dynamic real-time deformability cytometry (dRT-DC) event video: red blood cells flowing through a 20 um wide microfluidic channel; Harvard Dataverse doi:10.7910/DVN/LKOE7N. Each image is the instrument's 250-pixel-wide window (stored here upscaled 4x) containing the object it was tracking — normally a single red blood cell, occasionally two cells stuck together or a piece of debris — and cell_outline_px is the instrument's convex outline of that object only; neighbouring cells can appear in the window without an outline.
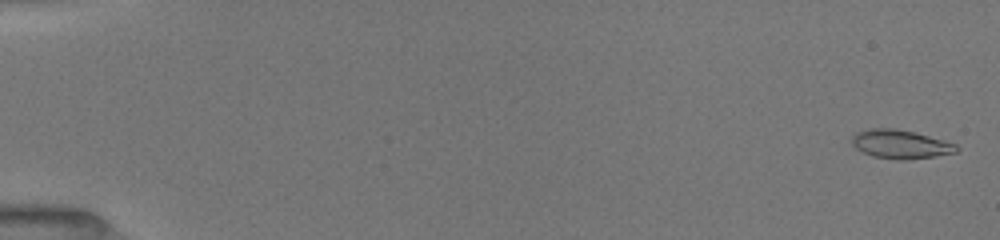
{"species": "common noctule bat (a hibernating species)", "species_latin": "Nyctalus noctula", "temperature_condition": "room temperature", "stored_images_in_passage": 48, "camera_frame_rate_fps": 3000, "um_per_image_px": 0.085, "animal": {"sex": "female", "body_mass_g": 19.5, "forearm_length_mm": 54.1}, "frame": {"image": 1, "passage_image": 2, "time_ms": 0.333, "image_size_px": [1000, 240], "cell_outline_px": [[960, 148], [956, 152], [936, 156], [904, 160], [896, 160], [872, 156], [856, 148], [852, 144], [852, 136], [856, 132], [872, 128], [892, 128], [912, 132], [944, 140], [956, 144]], "centroid_in_image_um": [76.54, 12.27], "position_along_channel_um": 8.5, "area_um2": 17.4}}
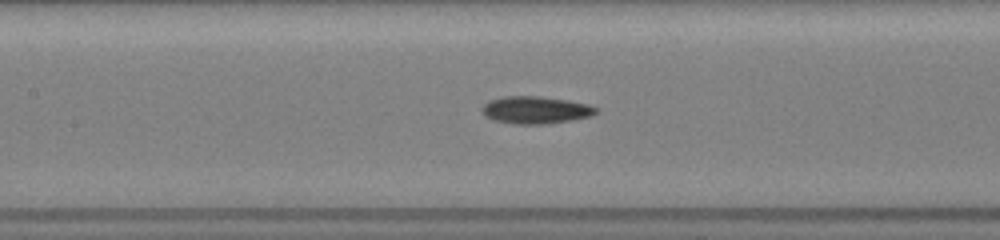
{"frame": {"image": 2, "passage_image": 23, "time_ms": 8.333, "image_size_px": [1000, 240], "cell_outline_px": [[600, 108], [592, 116], [572, 120], [544, 124], [516, 124], [492, 120], [484, 116], [480, 108], [488, 100], [504, 96], [540, 96], [568, 100], [588, 104]], "centroid_in_image_um": [45.51, 9.34], "position_along_channel_um": 161.9, "area_um2": 18.44}}
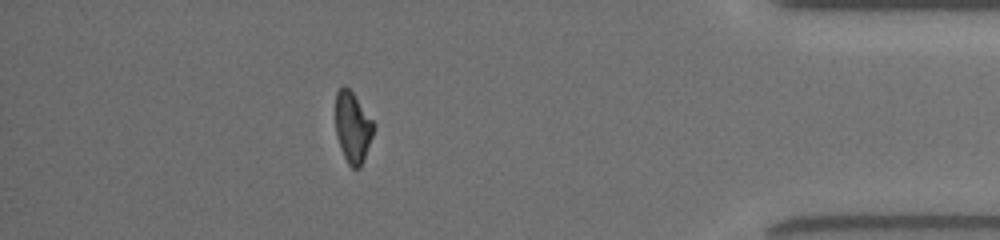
{"frame": {"image": 3, "passage_image": 42, "time_ms": 15.333, "image_size_px": [1000, 240], "cell_outline_px": [[376, 124], [364, 160], [360, 168], [352, 168], [348, 164], [340, 148], [336, 136], [336, 92], [344, 84], [352, 92]], "centroid_in_image_um": [29.98, 10.83], "position_along_channel_um": 405.2, "area_um2": 15.78}, "authors_computed_cell_mechanics": {"area_um2": 16.9643, "velocity_mm_per_s": 4.0144, "shape_relaxation_time_tau1_ms": 3.84, "shape_relaxation_time_tau2_ms": 3.6579, "deformation_change_tau1": 0.1351, "deformation_change_tau2": 0.0987}}